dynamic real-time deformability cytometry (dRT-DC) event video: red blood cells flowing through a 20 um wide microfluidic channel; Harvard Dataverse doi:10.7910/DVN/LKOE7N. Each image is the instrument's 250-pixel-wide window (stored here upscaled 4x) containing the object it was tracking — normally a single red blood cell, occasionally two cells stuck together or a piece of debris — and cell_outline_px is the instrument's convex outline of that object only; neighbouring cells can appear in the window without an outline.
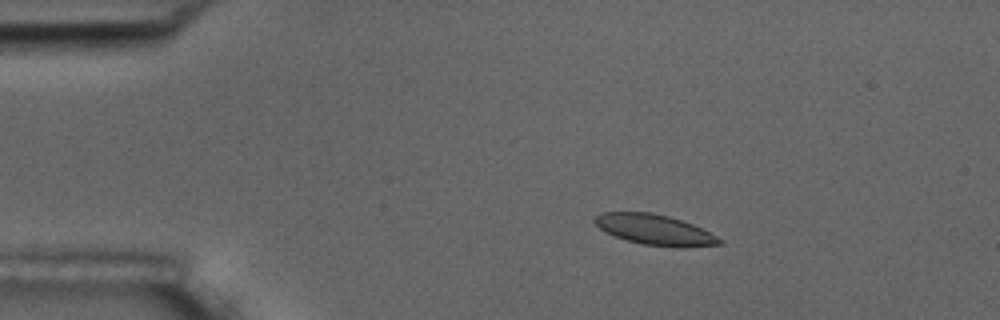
{"species": "common noctule bat (a hibernating species)", "species_latin": "Nyctalus noctula", "temperature_condition": "room temperature", "stored_images_in_passage": 4, "camera_frame_rate_fps": 3000, "um_per_image_px": 0.085, "animal": {"sex": "male", "body_mass_g": 17.5, "forearm_length_mm": 52.3}, "frame": {"image": 1, "passage_image": 2, "time_ms": 1.333, "image_size_px": [1000, 320], "cell_outline_px": [[724, 240], [720, 244], [644, 244], [628, 240], [616, 236], [600, 228], [592, 220], [600, 212], [652, 212], [668, 216], [692, 224]], "centroid_in_image_um": [55.53, 19.45], "position_along_channel_um": 29.5, "area_um2": 20.69}}
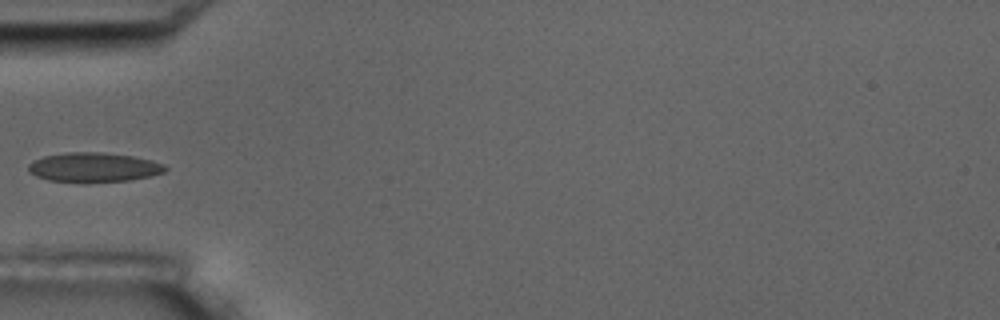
{"frame": {"image": 2, "passage_image": 4, "time_ms": 4.333, "image_size_px": [1000, 320], "cell_outline_px": [[168, 168], [164, 172], [152, 176], [128, 180], [84, 184], [48, 180], [36, 176], [28, 172], [28, 164], [44, 156], [68, 152], [100, 152], [132, 156], [152, 160], [164, 164]], "centroid_in_image_um": [7.97, 14.25], "position_along_channel_um": 77.0, "area_um2": 23.93}}